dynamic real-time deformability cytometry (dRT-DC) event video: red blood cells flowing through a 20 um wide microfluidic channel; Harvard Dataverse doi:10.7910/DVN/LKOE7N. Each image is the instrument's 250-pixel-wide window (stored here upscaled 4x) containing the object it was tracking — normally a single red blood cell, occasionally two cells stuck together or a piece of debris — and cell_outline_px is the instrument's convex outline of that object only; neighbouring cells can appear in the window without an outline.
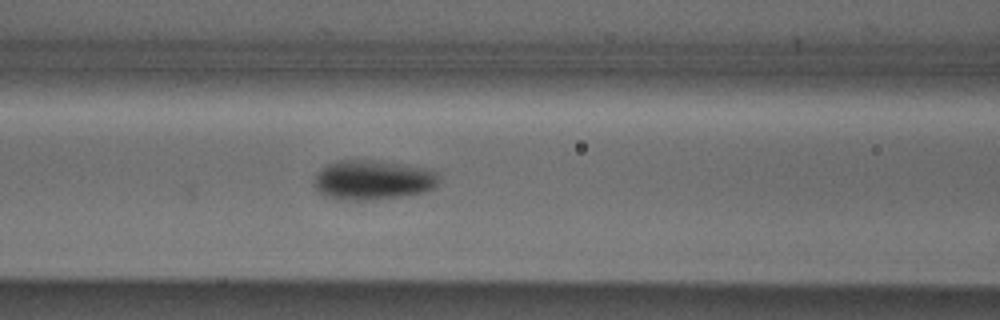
{"species": "Egyptian fruit bat (a non-hibernating species)", "species_latin": "Rousettus aegyptiacus", "temperature_condition": "cold", "stored_images_in_passage": 6, "camera_frame_rate_fps": 3000, "um_per_image_px": 0.085, "animal": {"sex": "male"}, "frame": {"image": 1, "passage_image": 6, "time_ms": 1.667, "image_size_px": [1000, 320], "cell_outline_px": [[440, 180], [432, 188], [424, 192], [400, 196], [372, 200], [336, 200], [324, 196], [316, 188], [312, 180], [316, 172], [328, 164], [336, 160], [376, 160], [420, 168], [436, 172], [440, 176]], "centroid_in_image_um": [31.61, 15.31], "position_along_channel_um": 135.0, "area_um2": 28.84}}